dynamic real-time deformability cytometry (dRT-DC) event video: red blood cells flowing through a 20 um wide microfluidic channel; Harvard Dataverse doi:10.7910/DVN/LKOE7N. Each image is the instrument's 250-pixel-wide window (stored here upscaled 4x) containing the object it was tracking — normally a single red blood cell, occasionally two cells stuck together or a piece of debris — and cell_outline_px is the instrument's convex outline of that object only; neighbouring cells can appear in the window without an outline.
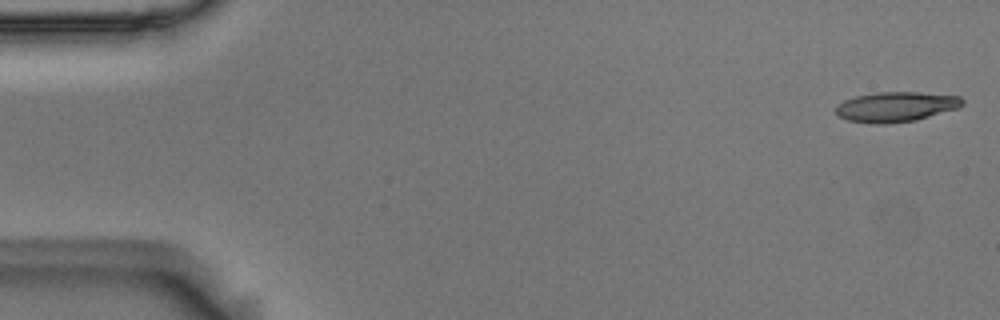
{"species": "Egyptian fruit bat (a non-hibernating species)", "species_latin": "Rousettus aegyptiacus", "temperature_condition": "room temperature", "stored_images_in_passage": 53, "camera_frame_rate_fps": 3000, "um_per_image_px": 0.085, "animal": {"sex": "male"}, "frame": {"image": 1, "passage_image": 1, "time_ms": 0.0, "image_size_px": [1000, 320], "cell_outline_px": [[964, 104], [960, 108], [916, 120], [884, 124], [872, 124], [848, 120], [840, 116], [836, 112], [836, 104], [844, 100], [856, 96], [876, 92], [920, 92], [960, 96], [964, 100]], "centroid_in_image_um": [76.19, 9.07], "position_along_channel_um": 8.8, "area_um2": 22.31}}
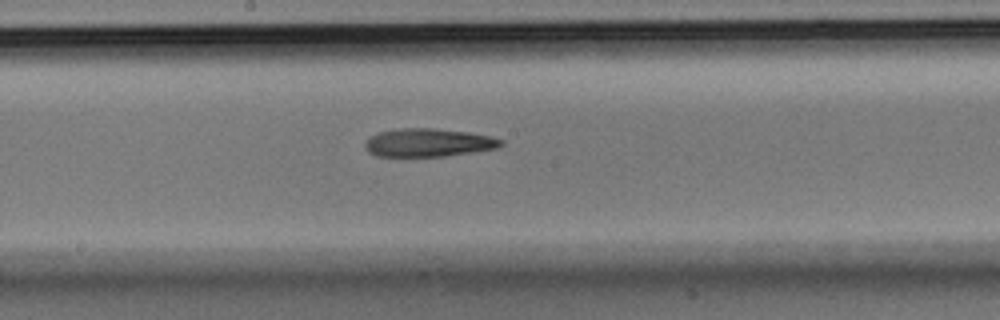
{"frame": {"image": 2, "passage_image": 28, "time_ms": 9.0, "image_size_px": [1000, 320], "cell_outline_px": [[504, 144], [496, 148], [476, 152], [444, 156], [376, 156], [368, 152], [364, 148], [364, 144], [372, 136], [380, 132], [400, 128], [432, 128], [468, 132], [492, 136], [504, 140]], "centroid_in_image_um": [36.45, 12.13], "position_along_channel_um": 211.8, "area_um2": 22.37}}
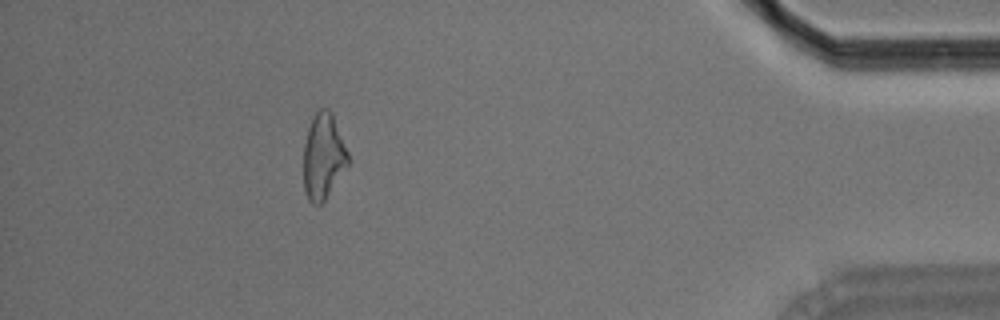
{"frame": {"image": 3, "passage_image": 48, "time_ms": 15.667, "image_size_px": [1000, 320], "cell_outline_px": [[348, 164], [324, 200], [320, 204], [312, 204], [308, 200], [304, 188], [304, 144], [308, 128], [316, 112], [320, 108], [328, 108], [332, 112], [348, 152]], "centroid_in_image_um": [27.47, 13.27], "position_along_channel_um": 407.7, "area_um2": 21.91}}